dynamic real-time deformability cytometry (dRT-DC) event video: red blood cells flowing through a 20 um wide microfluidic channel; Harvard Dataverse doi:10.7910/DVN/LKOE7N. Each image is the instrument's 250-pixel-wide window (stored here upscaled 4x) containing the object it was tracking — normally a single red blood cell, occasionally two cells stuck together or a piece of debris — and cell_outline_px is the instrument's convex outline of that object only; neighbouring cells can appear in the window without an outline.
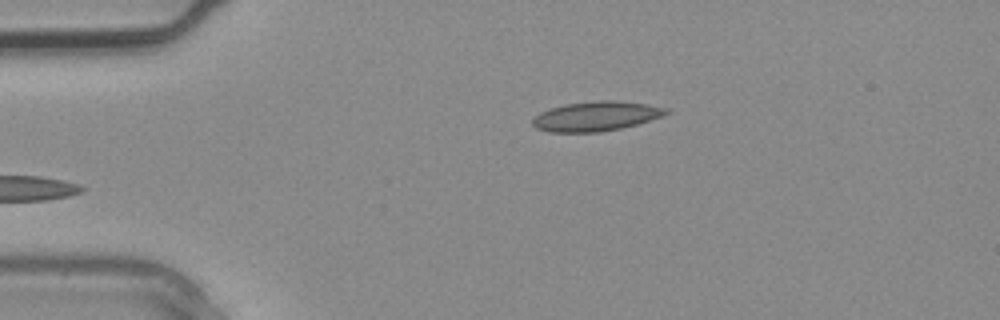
{"species": "common noctule bat (a hibernating species)", "species_latin": "Nyctalus noctula", "temperature_condition": "warm", "stored_images_in_passage": 3, "camera_frame_rate_fps": 3000, "um_per_image_px": 0.085, "animal": {"sex": "male", "body_mass_g": 20.4}, "frame": {"image": 1, "passage_image": 3, "time_ms": 0.667, "image_size_px": [1000, 320], "cell_outline_px": [[672, 112], [664, 116], [636, 124], [620, 128], [600, 132], [548, 132], [536, 128], [532, 124], [532, 120], [540, 112], [564, 104], [600, 100], [616, 100], [648, 104], [668, 108]], "centroid_in_image_um": [50.7, 9.87], "position_along_channel_um": 34.3, "area_um2": 23.12}}